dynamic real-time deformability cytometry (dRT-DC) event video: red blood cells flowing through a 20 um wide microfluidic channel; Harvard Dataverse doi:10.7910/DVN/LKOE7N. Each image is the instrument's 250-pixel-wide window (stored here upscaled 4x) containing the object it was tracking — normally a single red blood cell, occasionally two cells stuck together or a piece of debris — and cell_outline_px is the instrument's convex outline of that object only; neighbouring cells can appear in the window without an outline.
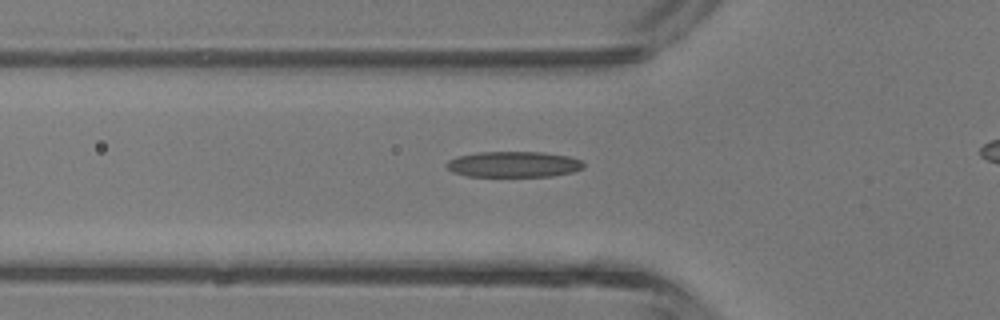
{"species": "common noctule bat (a hibernating species)", "species_latin": "Nyctalus noctula", "temperature_condition": "room temperature", "stored_images_in_passage": 25, "camera_frame_rate_fps": 3000, "um_per_image_px": 0.085, "animal": {"sex": "male", "body_mass_g": 13.3}, "frame": {"image": 1, "passage_image": 4, "time_ms": 1.0, "image_size_px": [1000, 320], "cell_outline_px": [[584, 168], [572, 172], [552, 176], [468, 176], [452, 172], [444, 164], [448, 160], [460, 156], [476, 152], [544, 152], [568, 156], [580, 160], [584, 164]], "centroid_in_image_um": [43.65, 13.96], "position_along_channel_um": 82.1, "area_um2": 20.58}}
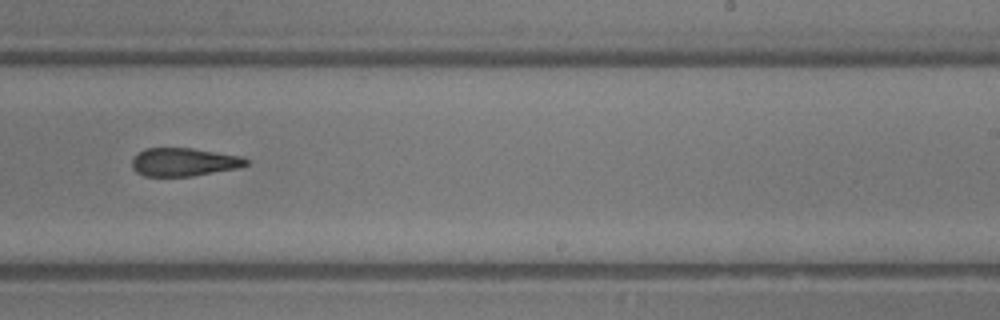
{"frame": {"image": 2, "passage_image": 16, "time_ms": 5.0, "image_size_px": [1000, 320], "cell_outline_px": [[248, 164], [236, 168], [192, 176], [144, 176], [136, 172], [132, 168], [132, 160], [144, 148], [192, 148], [244, 156], [248, 160]], "centroid_in_image_um": [15.64, 13.77], "position_along_channel_um": 273.4, "area_um2": 18.73}}
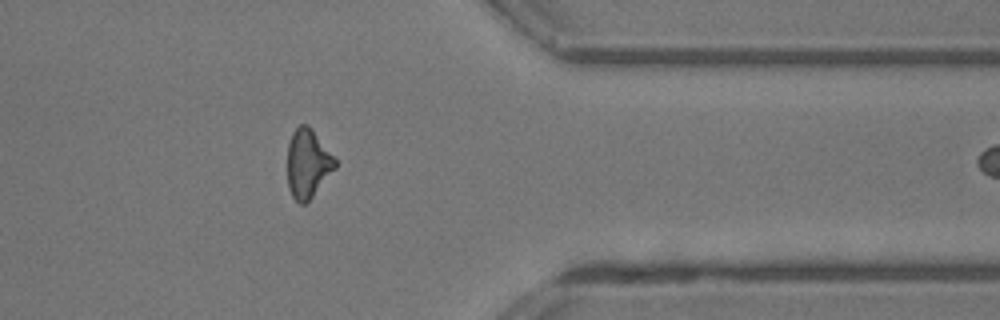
{"frame": {"image": 3, "passage_image": 24, "time_ms": 7.667, "image_size_px": [1000, 320], "cell_outline_px": [[336, 168], [312, 196], [304, 204], [300, 204], [292, 196], [288, 188], [288, 144], [292, 132], [300, 124], [308, 124], [312, 128], [336, 160]], "centroid_in_image_um": [26.15, 13.88], "position_along_channel_um": 385.3, "area_um2": 18.96}}